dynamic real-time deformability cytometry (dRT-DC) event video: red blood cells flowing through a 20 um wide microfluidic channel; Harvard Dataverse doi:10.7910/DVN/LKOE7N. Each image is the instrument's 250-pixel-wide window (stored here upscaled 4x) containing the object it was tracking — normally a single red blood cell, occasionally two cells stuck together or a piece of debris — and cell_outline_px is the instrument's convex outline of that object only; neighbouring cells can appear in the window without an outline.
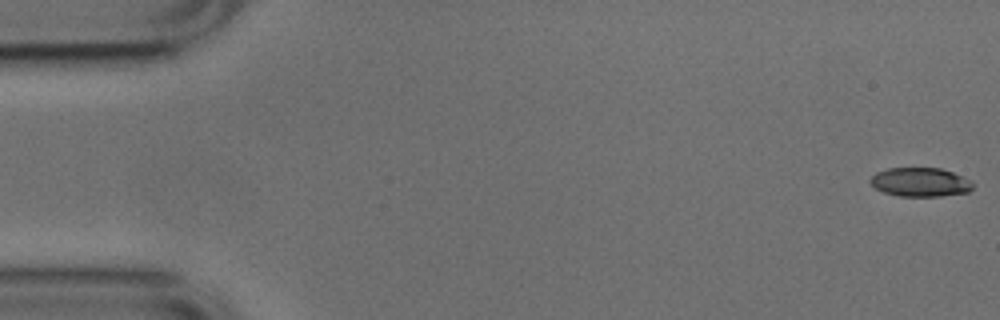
{"species": "common noctule bat (a hibernating species)", "species_latin": "Nyctalus noctula", "temperature_condition": "cold", "stored_images_in_passage": 53, "camera_frame_rate_fps": 3000, "um_per_image_px": 0.085, "animal": {"sex": "male", "body_mass_g": 17.9, "forearm_length_mm": 54.2}, "frame": {"image": 1, "passage_image": 1, "time_ms": 0.0, "image_size_px": [1000, 320], "cell_outline_px": [[972, 188], [968, 192], [940, 196], [900, 196], [884, 192], [876, 188], [868, 180], [876, 172], [888, 168], [940, 168], [952, 172], [972, 180]], "centroid_in_image_um": [78.22, 15.47], "position_along_channel_um": 6.8, "area_um2": 17.22}}
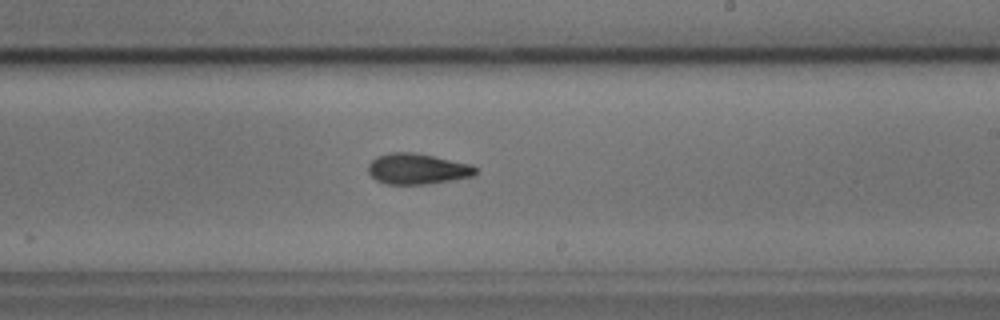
{"frame": {"image": 2, "passage_image": 31, "time_ms": 10.0, "image_size_px": [1000, 320], "cell_outline_px": [[476, 172], [472, 176], [428, 184], [384, 184], [376, 180], [368, 172], [368, 164], [376, 156], [392, 152], [412, 152], [472, 164], [476, 168]], "centroid_in_image_um": [35.44, 14.35], "position_along_channel_um": 253.6, "area_um2": 19.13}}
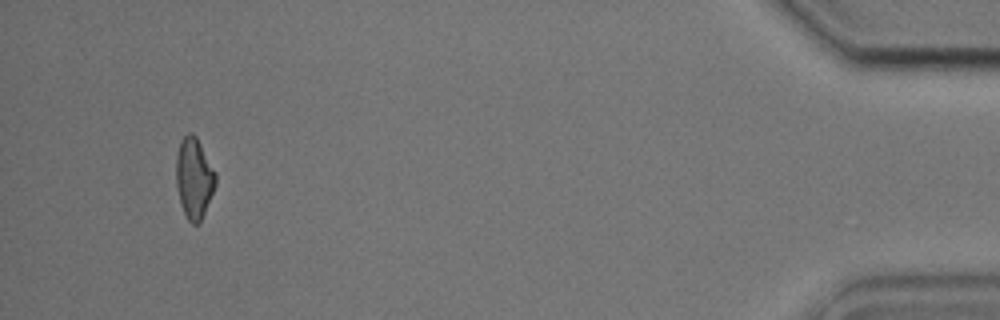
{"frame": {"image": 3, "passage_image": 50, "time_ms": 16.333, "image_size_px": [1000, 320], "cell_outline_px": [[216, 184], [200, 224], [192, 224], [188, 220], [180, 204], [176, 184], [176, 156], [180, 140], [188, 132], [192, 132], [196, 136], [216, 172]], "centroid_in_image_um": [16.49, 15.14], "position_along_channel_um": 418.7, "area_um2": 18.73}, "authors_computed_cell_mechanics": {"area_um2": 18.9006, "velocity_mm_per_s": 3.789, "shape_relaxation_time_tau1_ms": 4.2544, "shape_relaxation_time_tau2_ms": 4.3635, "deformation_change_tau1": 0.128, "deformation_change_tau2": 0.1179}}